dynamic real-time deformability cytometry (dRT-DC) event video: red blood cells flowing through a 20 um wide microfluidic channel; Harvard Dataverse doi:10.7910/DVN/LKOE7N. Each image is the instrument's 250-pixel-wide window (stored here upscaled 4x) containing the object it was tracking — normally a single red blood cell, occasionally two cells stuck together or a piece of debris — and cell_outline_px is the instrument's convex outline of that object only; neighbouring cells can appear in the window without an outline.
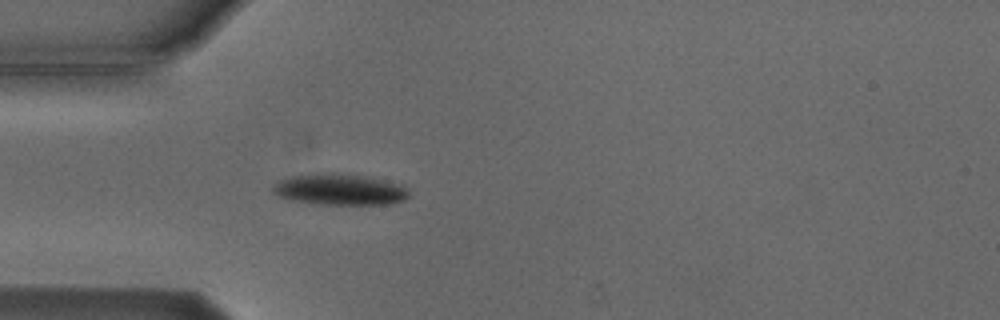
{"species": "Egyptian fruit bat (a non-hibernating species)", "species_latin": "Rousettus aegyptiacus", "temperature_condition": "cold", "stored_images_in_passage": 4, "camera_frame_rate_fps": 3000, "um_per_image_px": 0.085, "animal": {"sex": "male"}, "frame": {"image": 1, "passage_image": 4, "time_ms": 4.333, "image_size_px": [1000, 320], "cell_outline_px": [[408, 196], [404, 200], [392, 204], [316, 204], [292, 200], [280, 196], [272, 192], [272, 188], [280, 180], [288, 176], [324, 172], [336, 172], [364, 176], [400, 184], [408, 192]], "centroid_in_image_um": [28.84, 16.1], "position_along_channel_um": 56.2, "area_um2": 24.68}}